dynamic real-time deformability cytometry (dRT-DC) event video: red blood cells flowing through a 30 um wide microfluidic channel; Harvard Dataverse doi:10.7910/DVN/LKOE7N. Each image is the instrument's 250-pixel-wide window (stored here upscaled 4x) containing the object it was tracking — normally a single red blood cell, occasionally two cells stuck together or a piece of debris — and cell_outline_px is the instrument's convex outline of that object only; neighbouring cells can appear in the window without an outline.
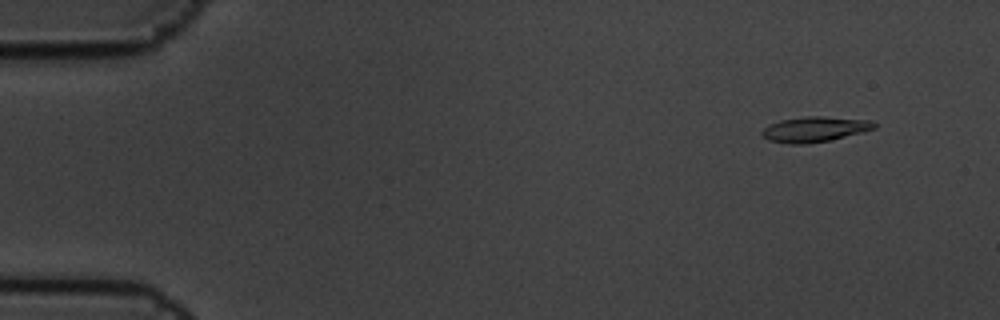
{"species": "common noctule bat (a hibernating species)", "species_latin": "Nyctalus noctula", "temperature_condition": "cold", "stored_images_in_passage": 6, "camera_frame_rate_fps": 3000, "um_per_image_px": 0.085, "animal": {"sex": "male", "body_mass_g": 19.5, "forearm_length_mm": 54.6}, "frame": {"image": 1, "passage_image": 2, "time_ms": 0.333, "image_size_px": [1000, 320], "cell_outline_px": [[876, 128], [828, 140], [804, 144], [788, 144], [768, 140], [760, 132], [764, 128], [780, 120], [804, 116], [820, 116], [868, 120], [876, 124]], "centroid_in_image_um": [69.2, 10.98], "position_along_channel_um": 15.8, "area_um2": 16.18}}